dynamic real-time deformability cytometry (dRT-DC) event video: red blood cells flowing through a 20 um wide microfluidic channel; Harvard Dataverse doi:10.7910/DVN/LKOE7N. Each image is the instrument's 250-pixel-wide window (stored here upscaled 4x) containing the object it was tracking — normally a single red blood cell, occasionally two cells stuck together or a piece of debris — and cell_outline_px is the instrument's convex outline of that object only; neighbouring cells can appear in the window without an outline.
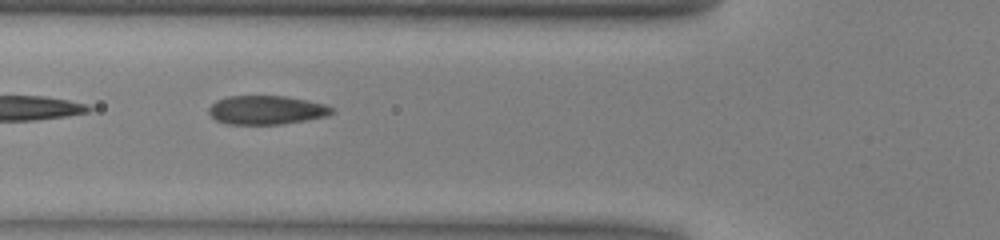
{"species": "common noctule bat (a hibernating species)", "species_latin": "Nyctalus noctula", "temperature_condition": "warm", "stored_images_in_passage": 28, "camera_frame_rate_fps": 3000, "um_per_image_px": 0.085, "animal": {"sex": "male", "body_mass_g": 13.0, "forearm_length_mm": 53.1}, "frame": {"image": 1, "passage_image": 17, "time_ms": 5.333, "image_size_px": [1000, 240], "cell_outline_px": [[336, 112], [328, 116], [280, 124], [228, 124], [216, 120], [208, 112], [208, 108], [216, 100], [228, 96], [284, 96], [308, 100], [324, 104], [332, 108]], "centroid_in_image_um": [22.65, 9.35], "position_along_channel_um": 103.2, "area_um2": 20.63}}